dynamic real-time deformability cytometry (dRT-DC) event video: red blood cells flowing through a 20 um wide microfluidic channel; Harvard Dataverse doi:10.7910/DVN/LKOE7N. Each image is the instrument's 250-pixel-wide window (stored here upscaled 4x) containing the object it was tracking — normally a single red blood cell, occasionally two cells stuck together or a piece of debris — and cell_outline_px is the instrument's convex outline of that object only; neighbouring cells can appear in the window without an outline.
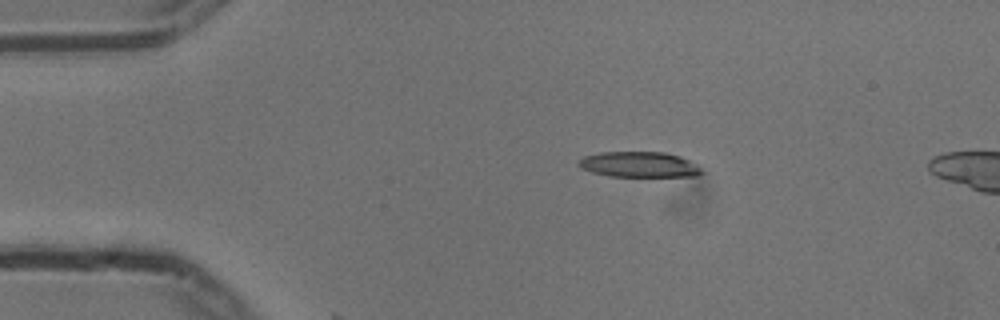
{"species": "common noctule bat (a hibernating species)", "species_latin": "Nyctalus noctula", "temperature_condition": "cold", "stored_images_in_passage": 4, "camera_frame_rate_fps": 3000, "um_per_image_px": 0.085, "animal": {"sex": "male", "body_mass_g": 13.3}, "frame": {"image": 1, "passage_image": 1, "time_ms": 0.0, "image_size_px": [1000, 320], "cell_outline_px": [[704, 172], [700, 176], [608, 176], [592, 172], [580, 168], [576, 164], [584, 156], [600, 152], [664, 152], [680, 156], [696, 164]], "centroid_in_image_um": [54.32, 13.98], "position_along_channel_um": 30.7, "area_um2": 18.32}}